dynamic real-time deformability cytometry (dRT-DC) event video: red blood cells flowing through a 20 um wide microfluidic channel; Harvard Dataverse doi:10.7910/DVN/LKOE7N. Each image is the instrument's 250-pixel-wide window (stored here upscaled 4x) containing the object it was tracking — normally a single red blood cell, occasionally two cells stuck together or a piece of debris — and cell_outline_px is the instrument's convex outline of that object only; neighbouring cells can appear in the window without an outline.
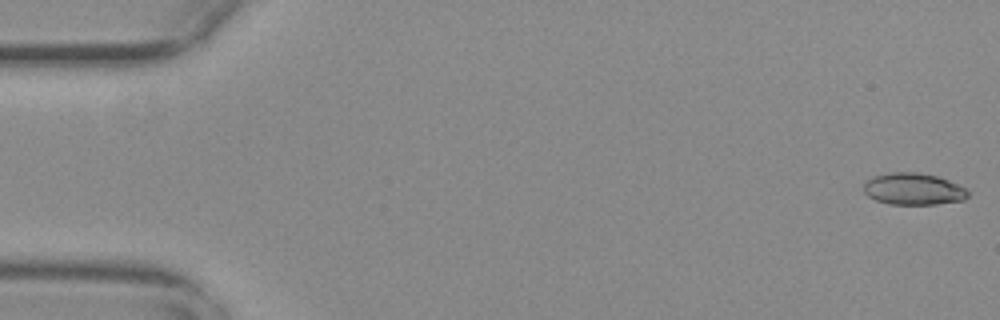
{"species": "common noctule bat (a hibernating species)", "species_latin": "Nyctalus noctula", "temperature_condition": "warm", "stored_images_in_passage": 55, "camera_frame_rate_fps": 3000, "um_per_image_px": 0.085, "animal": {"sex": "female", "body_mass_g": 29.2, "forearm_length_mm": 56.3}, "frame": {"image": 1, "passage_image": 1, "time_ms": 0.0, "image_size_px": [1000, 320], "cell_outline_px": [[968, 196], [964, 200], [936, 204], [888, 204], [876, 200], [868, 196], [864, 192], [864, 184], [872, 176], [888, 172], [920, 172], [936, 176], [948, 180], [968, 188]], "centroid_in_image_um": [77.65, 16.06], "position_along_channel_um": 7.4, "area_um2": 19.48}}
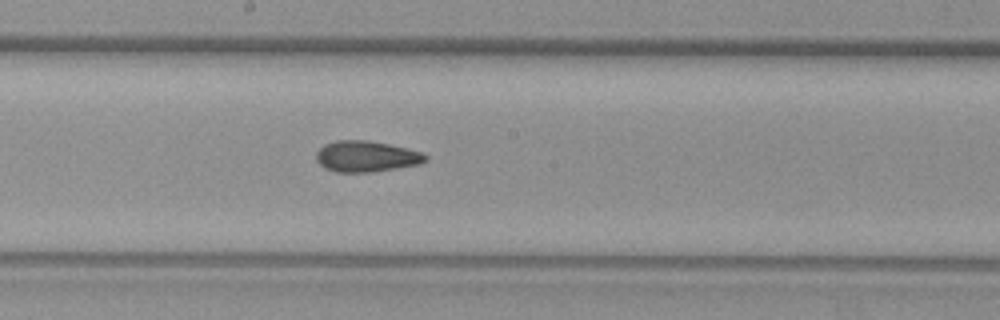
{"frame": {"image": 2, "passage_image": 30, "time_ms": 9.667, "image_size_px": [1000, 320], "cell_outline_px": [[428, 160], [420, 164], [372, 172], [336, 172], [324, 168], [316, 160], [316, 152], [324, 144], [336, 140], [368, 140], [408, 148], [424, 152], [428, 156]], "centroid_in_image_um": [31.15, 13.29], "position_along_channel_um": 217.0, "area_um2": 19.94}}
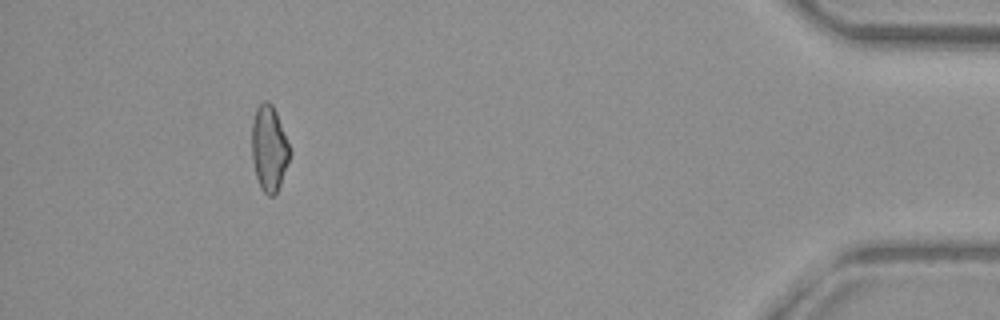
{"frame": {"image": 3, "passage_image": 51, "time_ms": 16.667, "image_size_px": [1000, 320], "cell_outline_px": [[292, 152], [280, 184], [276, 192], [272, 196], [268, 196], [260, 188], [256, 176], [252, 160], [252, 124], [256, 108], [264, 100], [268, 100], [272, 104], [276, 112]], "centroid_in_image_um": [22.87, 12.61], "position_along_channel_um": 412.3, "area_um2": 18.9}, "authors_computed_cell_mechanics": {"area_um2": 19.4786, "velocity_mm_per_s": 3.7385, "shape_relaxation_time_tau1_ms": null, "shape_relaxation_time_tau2_ms": 2.9221, "deformation_change_tau1": null, "deformation_change_tau2": 0.0924}}